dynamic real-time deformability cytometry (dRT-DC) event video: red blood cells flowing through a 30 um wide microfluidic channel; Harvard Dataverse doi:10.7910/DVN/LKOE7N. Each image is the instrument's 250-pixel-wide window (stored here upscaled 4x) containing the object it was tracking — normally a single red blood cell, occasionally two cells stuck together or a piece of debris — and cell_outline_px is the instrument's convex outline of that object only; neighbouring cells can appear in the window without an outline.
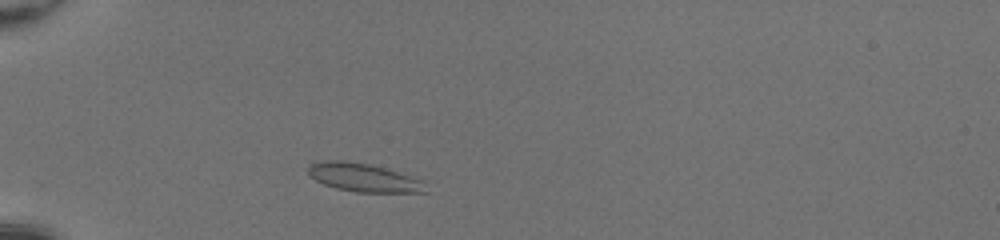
{"species": "common noctule bat (a hibernating species)", "species_latin": "Nyctalus noctula", "temperature_condition": "room temperature", "stored_images_in_passage": 38, "camera_frame_rate_fps": 3000, "um_per_image_px": 0.085, "animal": {"sex": "female", "body_mass_g": 20.0, "forearm_length_mm": 54.0}, "frame": {"image": 1, "passage_image": 4, "time_ms": 1.0, "image_size_px": [1000, 240], "cell_outline_px": [[416, 192], [364, 192], [340, 188], [328, 184], [312, 176], [308, 172], [312, 164], [360, 164], [380, 168], [404, 176]], "centroid_in_image_um": [30.66, 15.14], "position_along_channel_um": 54.3, "area_um2": 15.55}}
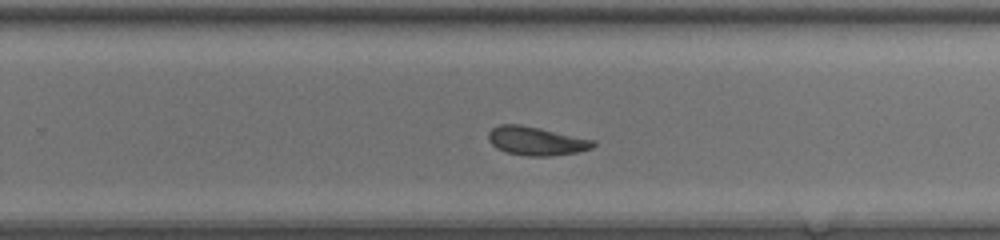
{"frame": {"image": 2, "passage_image": 22, "time_ms": 7.0, "image_size_px": [1000, 240], "cell_outline_px": [[596, 144], [588, 148], [576, 152], [508, 152], [492, 144], [488, 136], [492, 128], [504, 124], [512, 124], [536, 128], [592, 140]], "centroid_in_image_um": [45.51, 11.91], "position_along_channel_um": 284.3, "area_um2": 15.2}}
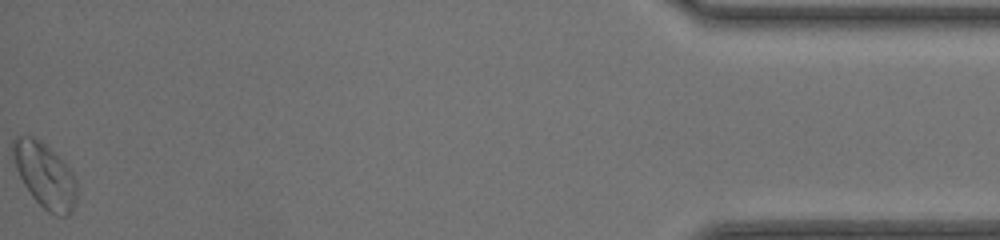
{"frame": {"image": 3, "passage_image": 38, "time_ms": 12.333, "image_size_px": [1000, 240], "cell_outline_px": [[56, 180], [48, 208], [44, 208], [36, 200], [20, 176], [16, 164], [16, 144], [32, 140], [40, 144], [52, 156]], "centroid_in_image_um": [3.1, 14.5], "position_along_channel_um": 432.1, "area_um2": 13.18}, "authors_computed_cell_mechanics": {"area_um2": 15.2014, "velocity_mm_per_s": 4.2537, "shape_relaxation_time_tau1_ms": null, "shape_relaxation_time_tau2_ms": 1.8403, "deformation_change_tau1": null, "deformation_change_tau2": 0.1002}}